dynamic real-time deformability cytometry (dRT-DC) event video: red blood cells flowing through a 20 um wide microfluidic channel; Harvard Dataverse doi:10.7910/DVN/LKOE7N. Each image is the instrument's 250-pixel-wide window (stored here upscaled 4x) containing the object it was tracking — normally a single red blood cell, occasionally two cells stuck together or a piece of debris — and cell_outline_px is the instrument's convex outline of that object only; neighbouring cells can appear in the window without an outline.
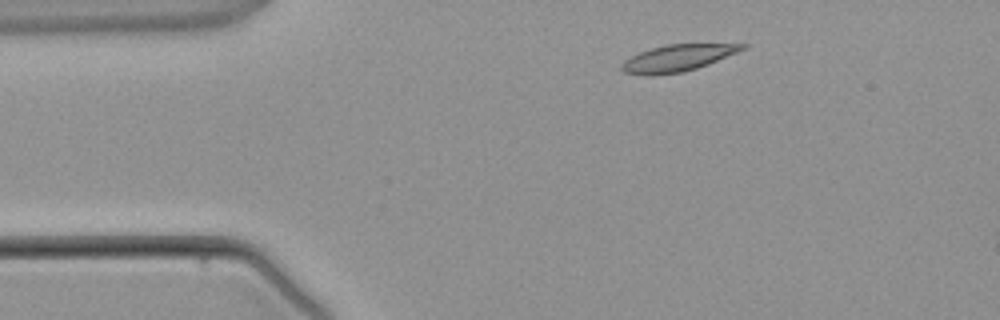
{"species": "common noctule bat (a hibernating species)", "species_latin": "Nyctalus noctula", "temperature_condition": "warm", "stored_images_in_passage": 3, "camera_frame_rate_fps": 3000, "um_per_image_px": 0.085, "animal": {"sex": "male", "body_mass_g": 21.5, "forearm_length_mm": 52.0}, "frame": {"image": 1, "passage_image": 1, "time_ms": 0.0, "image_size_px": [1000, 320], "cell_outline_px": [[748, 48], [708, 64], [684, 72], [624, 72], [620, 68], [620, 64], [624, 60], [640, 52], [652, 48], [668, 44], [748, 44]], "centroid_in_image_um": [57.69, 4.88], "position_along_channel_um": 27.3, "area_um2": 17.86}}